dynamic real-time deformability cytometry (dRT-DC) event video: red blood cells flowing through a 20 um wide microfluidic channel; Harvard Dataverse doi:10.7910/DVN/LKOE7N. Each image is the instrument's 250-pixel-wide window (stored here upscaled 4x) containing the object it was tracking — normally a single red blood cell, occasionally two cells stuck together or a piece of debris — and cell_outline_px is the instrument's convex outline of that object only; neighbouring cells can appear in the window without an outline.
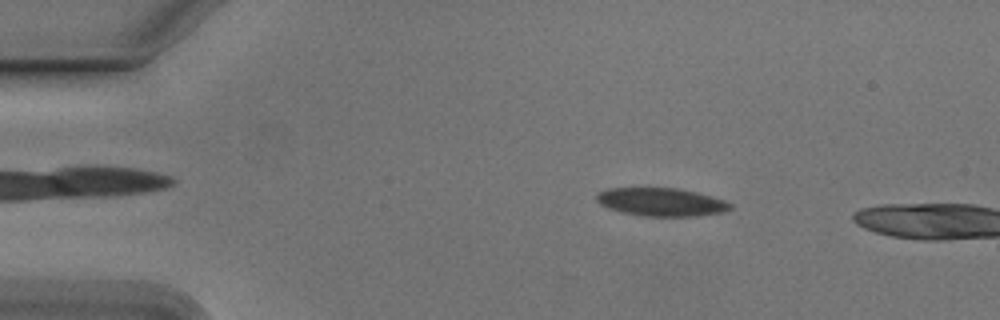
{"species": "Egyptian fruit bat (a non-hibernating species)", "species_latin": "Rousettus aegyptiacus", "temperature_condition": "cold", "stored_images_in_passage": 11, "camera_frame_rate_fps": 3000, "um_per_image_px": 0.085, "animal": {"sex": "male"}, "frame": {"image": 1, "passage_image": 8, "time_ms": 2.333, "image_size_px": [1000, 320], "cell_outline_px": [[732, 208], [724, 212], [696, 216], [644, 216], [620, 212], [608, 208], [600, 204], [596, 200], [596, 196], [600, 192], [608, 188], [676, 188], [696, 192], [712, 196], [724, 200], [732, 204]], "centroid_in_image_um": [56.21, 17.17], "position_along_channel_um": 28.8, "area_um2": 21.96}}